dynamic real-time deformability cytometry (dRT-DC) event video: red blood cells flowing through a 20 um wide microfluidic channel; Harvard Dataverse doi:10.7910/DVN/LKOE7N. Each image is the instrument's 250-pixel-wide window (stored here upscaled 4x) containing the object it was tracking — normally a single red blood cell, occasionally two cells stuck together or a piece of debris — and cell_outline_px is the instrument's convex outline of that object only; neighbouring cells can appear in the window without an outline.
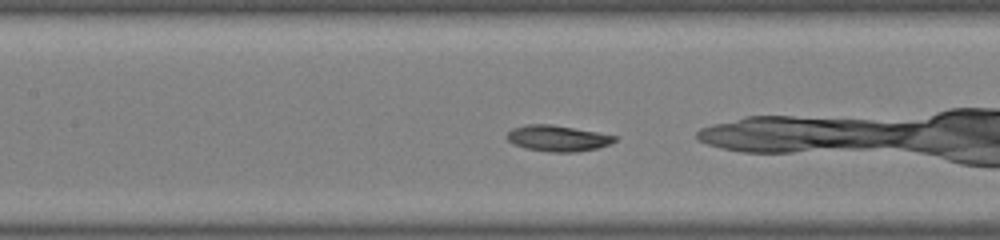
{"species": "common noctule bat (a hibernating species)", "species_latin": "Nyctalus noctula", "temperature_condition": "warm", "stored_images_in_passage": 39, "camera_frame_rate_fps": 3000, "um_per_image_px": 0.085, "animal": {"sex": "male", "body_mass_g": 19.0, "forearm_length_mm": 50.8}, "frame": {"image": 1, "passage_image": 11, "time_ms": 3.333, "image_size_px": [1000, 240], "cell_outline_px": [[620, 136], [616, 140], [608, 144], [596, 148], [576, 152], [548, 152], [524, 148], [512, 144], [504, 136], [512, 128], [524, 124], [552, 124]], "centroid_in_image_um": [47.36, 11.75], "position_along_channel_um": 160.0, "area_um2": 16.53}}
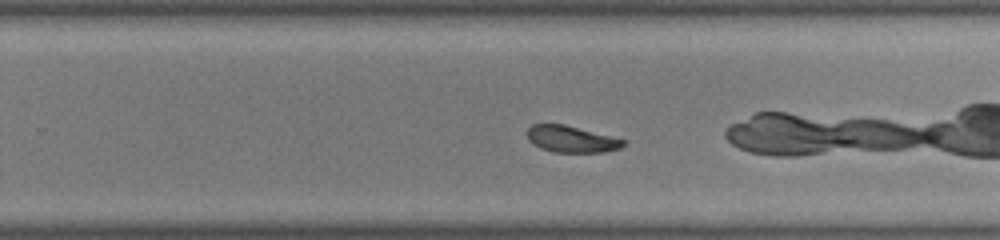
{"frame": {"image": 2, "passage_image": 20, "time_ms": 6.333, "image_size_px": [1000, 240], "cell_outline_px": [[628, 144], [620, 148], [604, 152], [552, 152], [540, 148], [532, 144], [528, 140], [528, 128], [532, 124], [564, 124], [628, 140]], "centroid_in_image_um": [48.6, 11.83], "position_along_channel_um": 281.2, "area_um2": 15.09}}
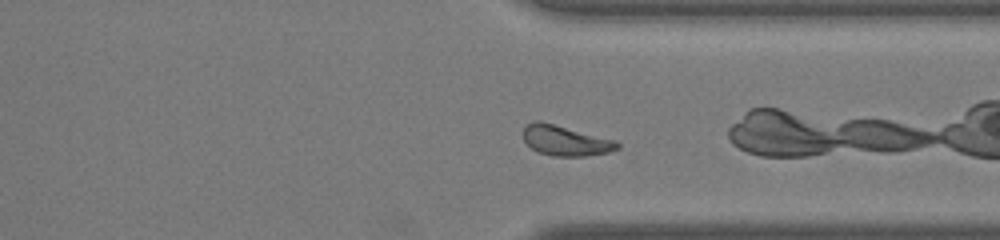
{"frame": {"image": 3, "passage_image": 26, "time_ms": 8.333, "image_size_px": [1000, 240], "cell_outline_px": [[620, 148], [608, 152], [584, 156], [552, 156], [540, 152], [532, 148], [524, 140], [524, 128], [528, 124], [536, 120], [540, 120], [616, 140], [620, 144]], "centroid_in_image_um": [48.09, 11.94], "position_along_channel_um": 363.3, "area_um2": 16.47}, "authors_computed_cell_mechanics": {"area_um2": 16.473, "velocity_mm_per_s": 4.0534, "shape_relaxation_time_tau1_ms": 1.1595, "shape_relaxation_time_tau2_ms": null, "deformation_change_tau1": 0.0817, "deformation_change_tau2": null}}